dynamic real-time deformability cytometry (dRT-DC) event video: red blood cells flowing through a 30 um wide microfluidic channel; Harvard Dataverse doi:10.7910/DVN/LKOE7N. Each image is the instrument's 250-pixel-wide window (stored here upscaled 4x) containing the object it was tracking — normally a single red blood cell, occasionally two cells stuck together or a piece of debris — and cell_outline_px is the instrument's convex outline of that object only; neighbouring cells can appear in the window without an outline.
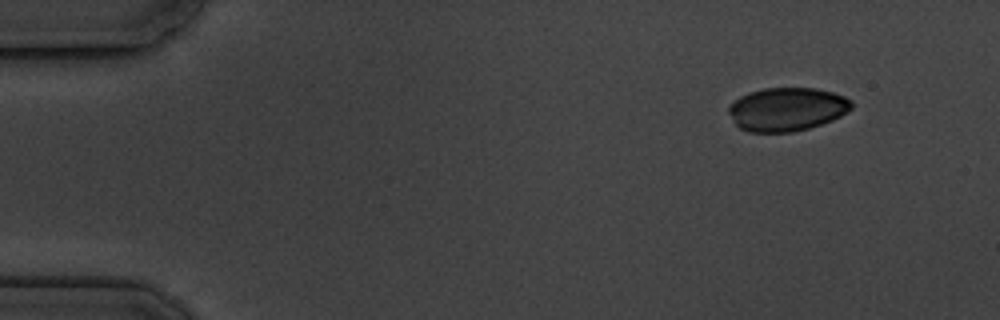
{"species": "common noctule bat (a hibernating species)", "species_latin": "Nyctalus noctula", "temperature_condition": "cold", "stored_images_in_passage": 4, "camera_frame_rate_fps": 3000, "um_per_image_px": 0.085, "animal": {"sex": "male", "body_mass_g": 19.5, "forearm_length_mm": 54.6}, "frame": {"image": 1, "passage_image": 1, "time_ms": 0.0, "image_size_px": [1000, 320], "cell_outline_px": [[852, 108], [848, 112], [832, 120], [808, 128], [792, 132], [748, 132], [740, 128], [736, 124], [728, 112], [728, 108], [740, 96], [748, 92], [764, 88], [816, 88], [832, 92], [844, 96], [852, 100]], "centroid_in_image_um": [66.9, 9.28], "position_along_channel_um": 18.1, "area_um2": 31.1}}